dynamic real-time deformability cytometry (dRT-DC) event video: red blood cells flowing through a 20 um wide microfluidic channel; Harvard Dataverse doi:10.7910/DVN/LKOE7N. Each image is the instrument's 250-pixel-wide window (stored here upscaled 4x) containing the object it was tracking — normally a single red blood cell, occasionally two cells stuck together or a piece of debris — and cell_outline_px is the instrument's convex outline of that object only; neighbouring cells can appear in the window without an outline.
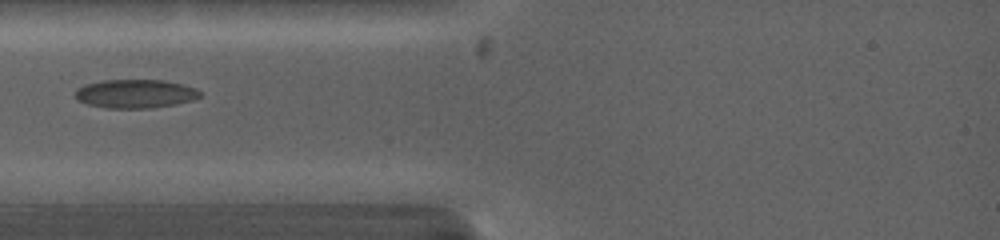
{"species": "common noctule bat (a hibernating species)", "species_latin": "Nyctalus noctula", "temperature_condition": "warm", "stored_images_in_passage": 8, "camera_frame_rate_fps": 5000, "um_per_image_px": 0.085, "animal": {"sex": "female", "body_mass_g": 19.0, "forearm_length_mm": 53.3}, "frame": {"image": 1, "passage_image": 3, "time_ms": 1.0, "image_size_px": [1000, 240], "cell_outline_px": [[200, 96], [192, 100], [176, 104], [148, 108], [108, 108], [88, 104], [76, 100], [76, 88], [84, 84], [104, 80], [164, 80], [196, 88], [200, 92]], "centroid_in_image_um": [11.47, 7.96], "position_along_channel_um": 73.5, "area_um2": 20.75}}
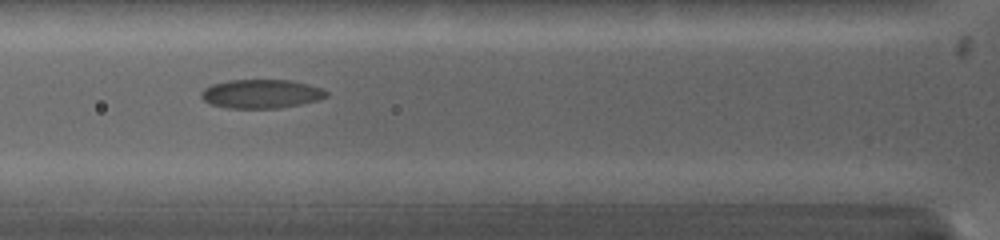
{"frame": {"image": 2, "passage_image": 5, "time_ms": 1.8, "image_size_px": [1000, 240], "cell_outline_px": [[328, 96], [316, 100], [300, 104], [280, 108], [228, 108], [208, 104], [200, 96], [200, 92], [204, 88], [212, 84], [228, 80], [292, 80], [324, 88], [328, 92]], "centroid_in_image_um": [22.19, 7.97], "position_along_channel_um": 103.6, "area_um2": 21.21}}